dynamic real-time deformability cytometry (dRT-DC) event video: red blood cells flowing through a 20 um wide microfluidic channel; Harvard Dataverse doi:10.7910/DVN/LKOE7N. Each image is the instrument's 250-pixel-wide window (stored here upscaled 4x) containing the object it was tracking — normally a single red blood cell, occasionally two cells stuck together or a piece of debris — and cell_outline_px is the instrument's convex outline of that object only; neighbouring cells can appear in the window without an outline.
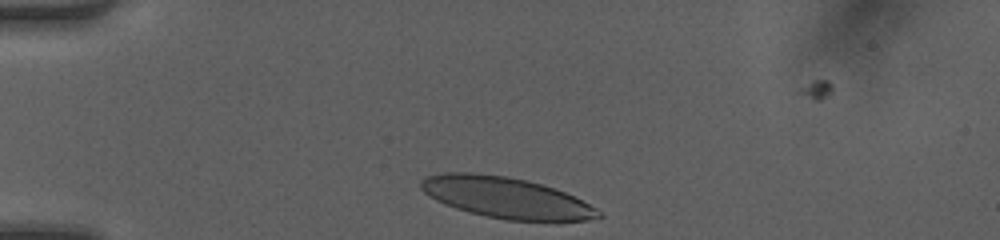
{"species": "human", "species_latin": "Homo sapiens", "temperature_condition": "room temperature", "stored_images_in_passage": 30, "camera_frame_rate_fps": 3000, "um_per_image_px": 0.085, "donor": {"sex": "female"}, "frame": {"image": 1, "passage_image": 1, "time_ms": 0.0, "image_size_px": [1000, 240], "cell_outline_px": [[604, 216], [588, 220], [508, 220], [488, 216], [456, 208], [444, 204], [436, 200], [424, 192], [420, 188], [420, 180], [428, 176], [444, 172], [472, 172], [508, 176], [540, 184], [564, 192], [596, 208]], "centroid_in_image_um": [42.96, 16.78], "position_along_channel_um": 42.0, "area_um2": 41.73}}
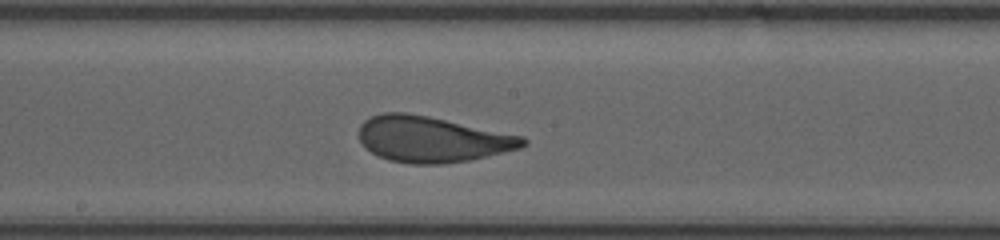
{"frame": {"image": 2, "passage_image": 16, "time_ms": 5.0, "image_size_px": [1000, 240], "cell_outline_px": [[528, 144], [520, 148], [468, 160], [444, 164], [412, 164], [388, 160], [364, 148], [360, 140], [360, 124], [364, 120], [372, 116], [384, 112], [404, 112], [428, 116], [524, 136], [528, 140]], "centroid_in_image_um": [36.72, 11.83], "position_along_channel_um": 211.5, "area_um2": 43.7}}
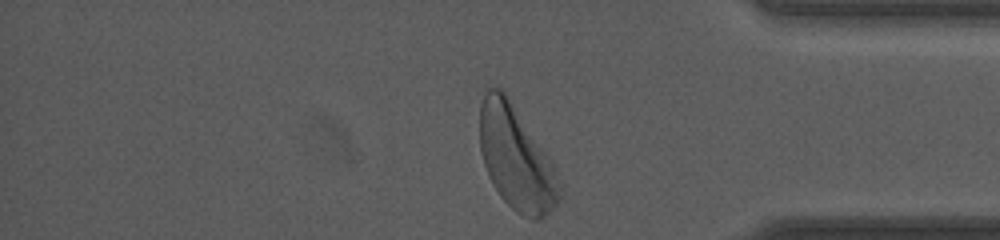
{"frame": {"image": 3, "passage_image": 30, "time_ms": 9.667, "image_size_px": [1000, 240], "cell_outline_px": [[560, 200], [548, 212], [536, 220], [532, 220], [520, 216], [500, 196], [492, 184], [488, 176], [480, 152], [480, 104], [484, 92], [488, 88], [500, 88], [504, 92], [552, 160], [556, 172], [560, 188]], "centroid_in_image_um": [43.85, 13.46], "position_along_channel_um": 391.3, "area_um2": 47.92}, "authors_computed_cell_mechanics": {"area_um2": 43.6679, "velocity_mm_per_s": 4.188, "shape_relaxation_time_tau1_ms": 2.9952, "shape_relaxation_time_tau2_ms": null, "deformation_change_tau1": 0.1649, "deformation_change_tau2": null}}